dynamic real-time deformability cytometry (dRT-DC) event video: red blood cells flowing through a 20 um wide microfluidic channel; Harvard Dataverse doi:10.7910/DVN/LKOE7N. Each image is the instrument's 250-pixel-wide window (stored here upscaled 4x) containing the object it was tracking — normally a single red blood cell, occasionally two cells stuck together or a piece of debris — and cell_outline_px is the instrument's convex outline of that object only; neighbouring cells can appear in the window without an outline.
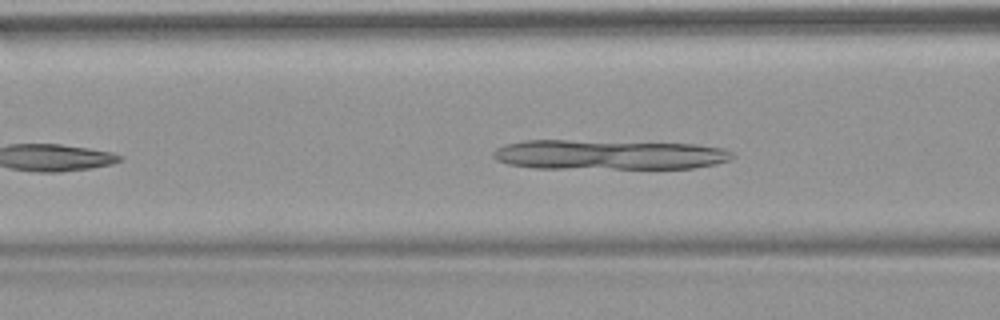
{"species": "common noctule bat (a hibernating species)", "species_latin": "Nyctalus noctula", "temperature_condition": "warm", "stored_images_in_passage": 31, "camera_frame_rate_fps": 3000, "um_per_image_px": 0.085, "animal": {"sex": "female", "body_mass_g": 18.4}, "frame": {"image": 1, "passage_image": 10, "time_ms": 3.0, "image_size_px": [1000, 320], "cell_outline_px": [[736, 156], [728, 160], [716, 164], [692, 168], [536, 168], [508, 164], [496, 160], [492, 156], [492, 152], [496, 148], [504, 144], [524, 140], [568, 140], [696, 144], [724, 148], [732, 152]], "centroid_in_image_um": [51.73, 13.14], "position_along_channel_um": 114.9, "area_um2": 41.73}}